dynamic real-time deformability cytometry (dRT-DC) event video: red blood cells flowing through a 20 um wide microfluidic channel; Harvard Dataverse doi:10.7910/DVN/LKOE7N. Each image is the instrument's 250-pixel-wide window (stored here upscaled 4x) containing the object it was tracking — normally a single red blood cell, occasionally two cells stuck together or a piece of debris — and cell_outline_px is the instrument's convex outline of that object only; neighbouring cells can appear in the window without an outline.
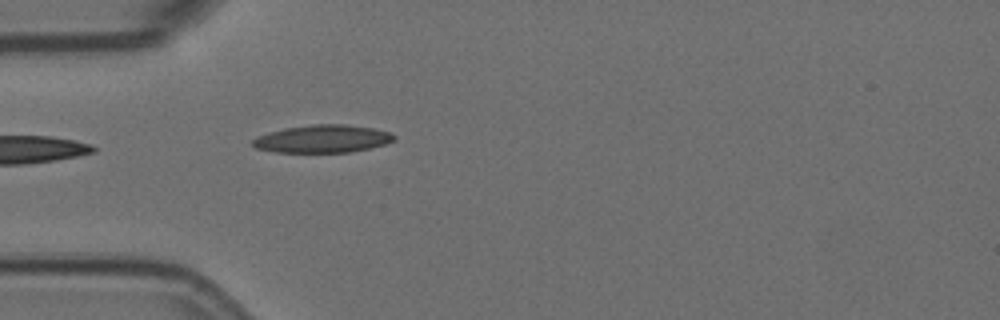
{"species": "Egyptian fruit bat (a non-hibernating species)", "species_latin": "Rousettus aegyptiacus", "temperature_condition": "room temperature", "stored_images_in_passage": 4, "camera_frame_rate_fps": 3000, "um_per_image_px": 0.085, "animal": {"sex": "female"}, "frame": {"image": 1, "passage_image": 4, "time_ms": 1.0, "image_size_px": [1000, 320], "cell_outline_px": [[396, 136], [392, 140], [384, 144], [368, 148], [348, 152], [276, 152], [256, 148], [252, 144], [252, 140], [256, 136], [268, 132], [284, 128], [312, 124], [344, 124], [372, 128], [392, 132]], "centroid_in_image_um": [27.39, 11.79], "position_along_channel_um": 57.6, "area_um2": 22.77}}